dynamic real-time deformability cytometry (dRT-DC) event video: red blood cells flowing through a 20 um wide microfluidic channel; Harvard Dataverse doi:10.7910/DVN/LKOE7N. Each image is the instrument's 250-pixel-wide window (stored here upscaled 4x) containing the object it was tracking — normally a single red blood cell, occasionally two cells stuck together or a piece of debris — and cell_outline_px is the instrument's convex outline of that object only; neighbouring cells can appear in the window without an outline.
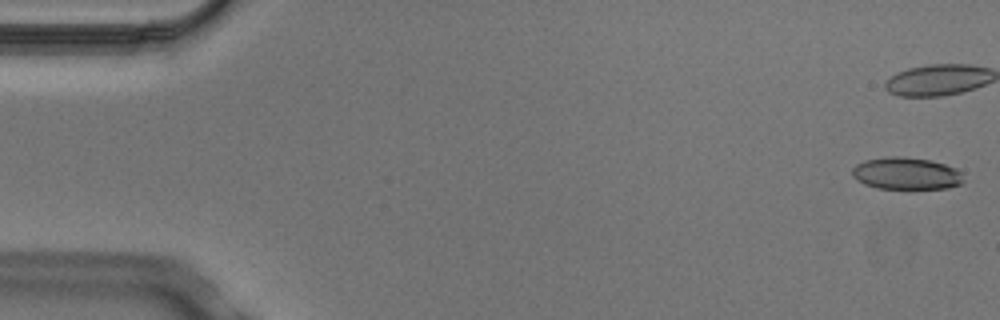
{"species": "Egyptian fruit bat (a non-hibernating species)", "species_latin": "Rousettus aegyptiacus", "temperature_condition": "cold", "stored_images_in_passage": 8, "camera_frame_rate_fps": 3000, "um_per_image_px": 0.085, "animal": {"sex": "male"}, "frame": {"image": 1, "passage_image": 1, "time_ms": 0.0, "image_size_px": [1000, 320], "cell_outline_px": [[964, 180], [960, 184], [948, 188], [876, 188], [864, 184], [856, 180], [852, 176], [852, 168], [856, 164], [864, 160], [888, 156], [900, 156], [932, 160], [956, 168], [960, 172]], "centroid_in_image_um": [77.0, 14.73], "position_along_channel_um": 8.0, "area_um2": 20.92}}
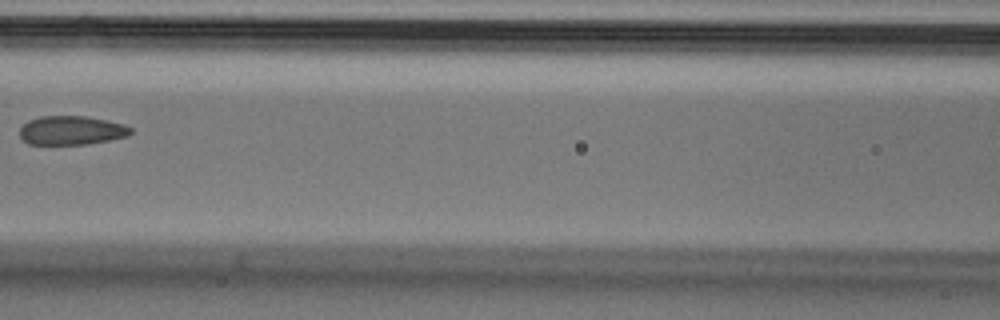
{"frame": {"image": 2, "passage_image": 7, "time_ms": 2.0, "image_size_px": [1000, 320], "cell_outline_px": [[132, 132], [128, 136], [88, 144], [28, 144], [20, 136], [20, 128], [28, 120], [40, 116], [88, 116], [124, 124], [132, 128]], "centroid_in_image_um": [6.08, 11.07], "position_along_channel_um": 160.5, "area_um2": 18.73}}
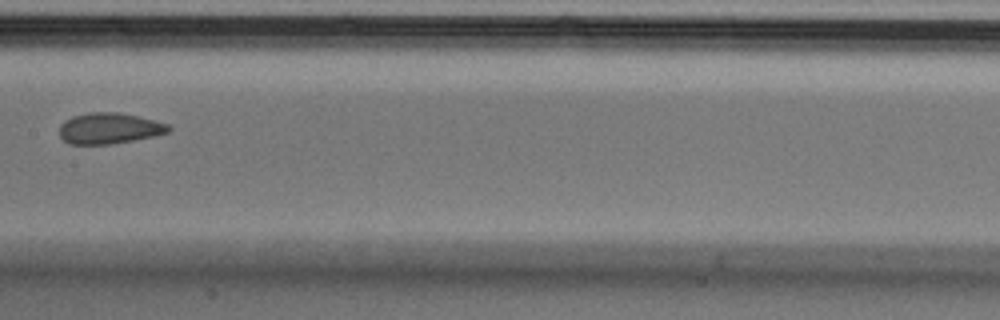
{"frame": {"image": 3, "passage_image": 8, "time_ms": 2.333, "image_size_px": [1000, 320], "cell_outline_px": [[172, 128], [168, 132], [152, 136], [112, 144], [68, 144], [60, 136], [60, 124], [64, 120], [72, 116], [92, 112], [116, 112], [136, 116], [168, 124]], "centroid_in_image_um": [9.24, 10.91], "position_along_channel_um": 198.2, "area_um2": 19.48}}